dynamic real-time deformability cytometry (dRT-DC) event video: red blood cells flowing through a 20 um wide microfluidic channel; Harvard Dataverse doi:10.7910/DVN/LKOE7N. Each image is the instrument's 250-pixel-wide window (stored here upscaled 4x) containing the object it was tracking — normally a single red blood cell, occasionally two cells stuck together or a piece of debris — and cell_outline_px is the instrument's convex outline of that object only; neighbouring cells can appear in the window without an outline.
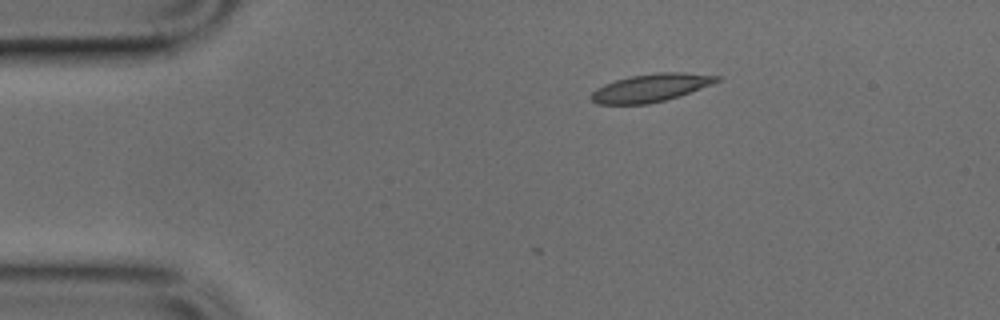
{"species": "common noctule bat (a hibernating species)", "species_latin": "Nyctalus noctula", "temperature_condition": "cold", "stored_images_in_passage": 2, "camera_frame_rate_fps": 3000, "um_per_image_px": 0.085, "animal": {"sex": "male", "body_mass_g": 17.9, "forearm_length_mm": 54.2}, "frame": {"image": 1, "passage_image": 2, "time_ms": 0.333, "image_size_px": [1000, 320], "cell_outline_px": [[724, 76], [720, 80], [712, 84], [680, 96], [648, 104], [596, 104], [588, 96], [596, 88], [604, 84], [628, 76], [656, 72], [684, 72]], "centroid_in_image_um": [55.32, 7.45], "position_along_channel_um": 29.7, "area_um2": 20.69}}